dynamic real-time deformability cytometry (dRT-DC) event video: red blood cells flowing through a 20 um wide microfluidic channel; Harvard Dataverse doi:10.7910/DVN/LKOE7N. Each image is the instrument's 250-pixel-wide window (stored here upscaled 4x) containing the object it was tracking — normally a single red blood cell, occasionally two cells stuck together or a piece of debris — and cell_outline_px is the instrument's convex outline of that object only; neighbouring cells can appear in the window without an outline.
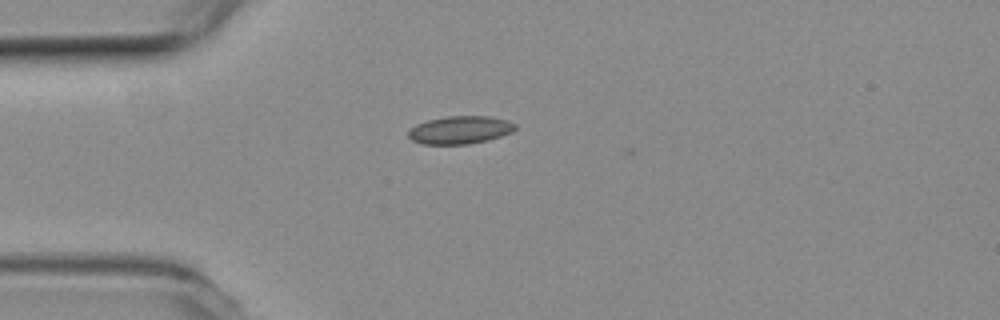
{"species": "common noctule bat (a hibernating species)", "species_latin": "Nyctalus noctula", "temperature_condition": "room temperature", "stored_images_in_passage": 5, "camera_frame_rate_fps": 3000, "um_per_image_px": 0.085, "animal": {"sex": "female", "body_mass_g": 19.3, "forearm_length_mm": 54.1}, "frame": {"image": 1, "passage_image": 2, "time_ms": 0.333, "image_size_px": [1000, 320], "cell_outline_px": [[516, 128], [512, 132], [488, 140], [468, 144], [424, 144], [412, 140], [408, 136], [408, 132], [416, 124], [428, 120], [448, 116], [488, 116], [508, 120], [516, 124]], "centroid_in_image_um": [39.12, 11.04], "position_along_channel_um": 45.9, "area_um2": 17.28}}
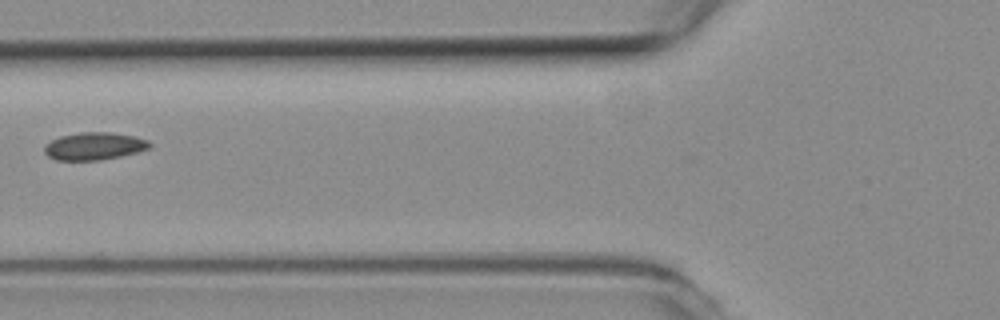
{"frame": {"image": 2, "passage_image": 4, "time_ms": 1.0, "image_size_px": [1000, 320], "cell_outline_px": [[152, 144], [148, 148], [136, 152], [120, 156], [100, 160], [56, 160], [48, 156], [44, 152], [44, 144], [60, 136], [80, 132], [112, 132], [136, 136], [148, 140]], "centroid_in_image_um": [7.99, 12.41], "position_along_channel_um": 117.8, "area_um2": 16.94}}
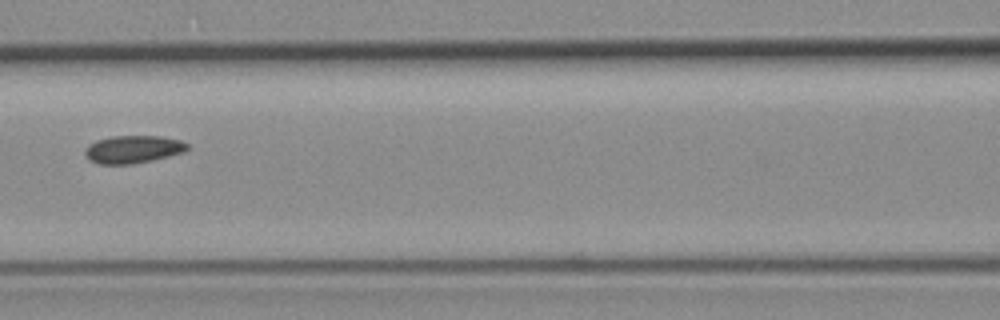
{"frame": {"image": 3, "passage_image": 5, "time_ms": 1.333, "image_size_px": [1000, 320], "cell_outline_px": [[188, 148], [184, 152], [152, 160], [132, 164], [100, 164], [88, 160], [84, 156], [84, 152], [88, 144], [96, 140], [112, 136], [160, 136], [180, 140], [188, 144]], "centroid_in_image_um": [11.27, 12.69], "position_along_channel_um": 155.3, "area_um2": 16.59}}